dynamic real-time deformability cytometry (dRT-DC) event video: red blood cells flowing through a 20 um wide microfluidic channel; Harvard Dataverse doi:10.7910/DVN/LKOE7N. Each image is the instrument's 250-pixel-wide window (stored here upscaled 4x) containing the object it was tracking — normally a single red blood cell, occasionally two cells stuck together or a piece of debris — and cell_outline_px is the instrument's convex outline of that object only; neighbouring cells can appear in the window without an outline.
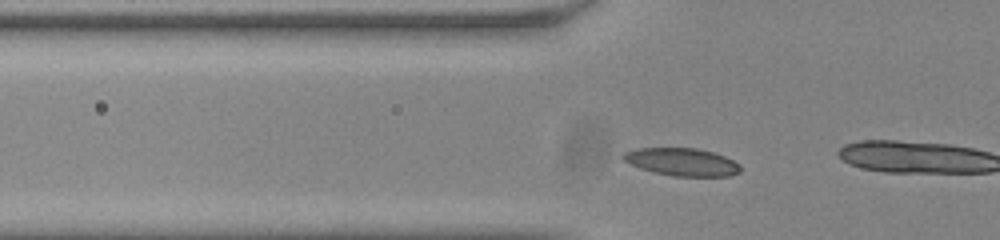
{"species": "common noctule bat (a hibernating species)", "species_latin": "Nyctalus noctula", "temperature_condition": "room temperature", "stored_images_in_passage": 36, "camera_frame_rate_fps": 3000, "um_per_image_px": 0.085, "animal": {"sex": "male", "body_mass_g": 20.0, "forearm_length_mm": 53.3}, "frame": {"image": 1, "passage_image": 5, "time_ms": 1.333, "image_size_px": [1000, 240], "cell_outline_px": [[740, 172], [732, 176], [676, 176], [652, 172], [640, 168], [624, 160], [620, 156], [624, 152], [640, 148], [696, 148], [712, 152], [724, 156], [740, 164]], "centroid_in_image_um": [57.97, 13.77], "position_along_channel_um": 67.8, "area_um2": 18.84}}
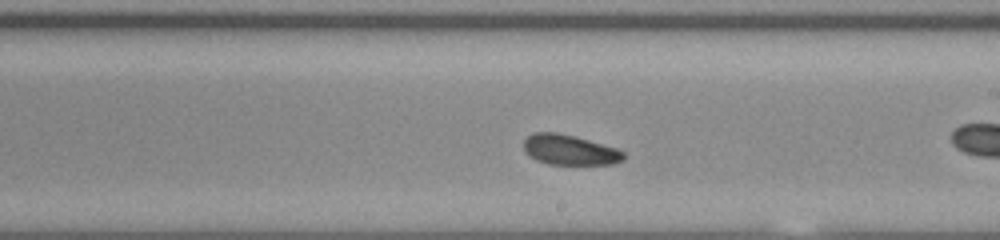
{"frame": {"image": 2, "passage_image": 19, "time_ms": 6.0, "image_size_px": [1000, 240], "cell_outline_px": [[624, 160], [612, 164], [548, 164], [536, 160], [528, 156], [524, 152], [524, 140], [528, 136], [536, 132], [556, 132], [588, 140], [616, 148], [624, 152]], "centroid_in_image_um": [48.39, 12.75], "position_along_channel_um": 240.6, "area_um2": 17.46}}
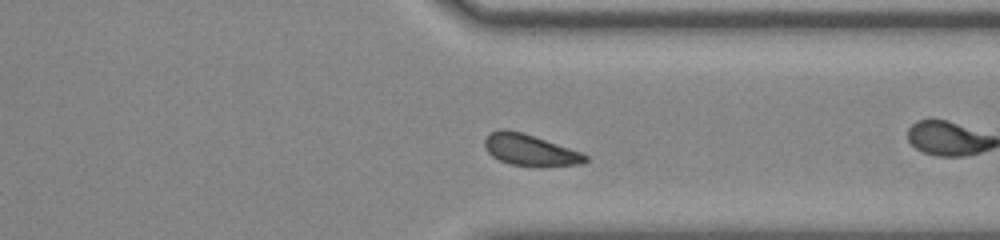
{"frame": {"image": 3, "passage_image": 29, "time_ms": 9.333, "image_size_px": [1000, 240], "cell_outline_px": [[588, 160], [584, 164], [540, 168], [512, 164], [500, 160], [492, 156], [488, 152], [484, 144], [484, 140], [492, 132], [500, 128], [508, 128], [580, 152], [588, 156]], "centroid_in_image_um": [45.07, 12.78], "position_along_channel_um": 366.3, "area_um2": 18.44}, "authors_computed_cell_mechanics": {"area_um2": 18.4382, "velocity_mm_per_s": 3.7584, "shape_relaxation_time_tau1_ms": 1.0177, "shape_relaxation_time_tau2_ms": 8.816, "deformation_change_tau1": 0.0544, "deformation_change_tau2": 0.1944}}